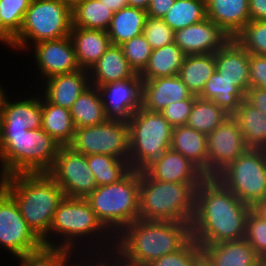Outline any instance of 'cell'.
I'll return each instance as SVG.
<instances>
[{
	"instance_id": "49",
	"label": "cell",
	"mask_w": 266,
	"mask_h": 266,
	"mask_svg": "<svg viewBox=\"0 0 266 266\" xmlns=\"http://www.w3.org/2000/svg\"><path fill=\"white\" fill-rule=\"evenodd\" d=\"M175 0H150L147 16L162 18L174 4Z\"/></svg>"
},
{
	"instance_id": "10",
	"label": "cell",
	"mask_w": 266,
	"mask_h": 266,
	"mask_svg": "<svg viewBox=\"0 0 266 266\" xmlns=\"http://www.w3.org/2000/svg\"><path fill=\"white\" fill-rule=\"evenodd\" d=\"M215 177L242 202L254 206L266 197V150L249 148Z\"/></svg>"
},
{
	"instance_id": "9",
	"label": "cell",
	"mask_w": 266,
	"mask_h": 266,
	"mask_svg": "<svg viewBox=\"0 0 266 266\" xmlns=\"http://www.w3.org/2000/svg\"><path fill=\"white\" fill-rule=\"evenodd\" d=\"M71 28L72 15L68 5L60 0H32L21 29L9 47L24 50L30 41L35 45L42 41L67 37Z\"/></svg>"
},
{
	"instance_id": "35",
	"label": "cell",
	"mask_w": 266,
	"mask_h": 266,
	"mask_svg": "<svg viewBox=\"0 0 266 266\" xmlns=\"http://www.w3.org/2000/svg\"><path fill=\"white\" fill-rule=\"evenodd\" d=\"M114 12L100 0H85L71 9L72 27L107 31Z\"/></svg>"
},
{
	"instance_id": "13",
	"label": "cell",
	"mask_w": 266,
	"mask_h": 266,
	"mask_svg": "<svg viewBox=\"0 0 266 266\" xmlns=\"http://www.w3.org/2000/svg\"><path fill=\"white\" fill-rule=\"evenodd\" d=\"M0 245L14 257L40 250L42 240L28 226L14 198L0 190Z\"/></svg>"
},
{
	"instance_id": "56",
	"label": "cell",
	"mask_w": 266,
	"mask_h": 266,
	"mask_svg": "<svg viewBox=\"0 0 266 266\" xmlns=\"http://www.w3.org/2000/svg\"><path fill=\"white\" fill-rule=\"evenodd\" d=\"M111 254H109V256H112V265L111 266H133L130 264L125 263L124 261H122L119 257H117L116 252L114 249H112V251L110 252ZM115 255H113V254ZM114 256V257H113ZM114 261V262H113Z\"/></svg>"
},
{
	"instance_id": "37",
	"label": "cell",
	"mask_w": 266,
	"mask_h": 266,
	"mask_svg": "<svg viewBox=\"0 0 266 266\" xmlns=\"http://www.w3.org/2000/svg\"><path fill=\"white\" fill-rule=\"evenodd\" d=\"M229 117L230 115L213 101L195 96V101L186 125L208 135Z\"/></svg>"
},
{
	"instance_id": "27",
	"label": "cell",
	"mask_w": 266,
	"mask_h": 266,
	"mask_svg": "<svg viewBox=\"0 0 266 266\" xmlns=\"http://www.w3.org/2000/svg\"><path fill=\"white\" fill-rule=\"evenodd\" d=\"M170 148L189 159L207 177L208 145L206 134L187 125L174 127Z\"/></svg>"
},
{
	"instance_id": "2",
	"label": "cell",
	"mask_w": 266,
	"mask_h": 266,
	"mask_svg": "<svg viewBox=\"0 0 266 266\" xmlns=\"http://www.w3.org/2000/svg\"><path fill=\"white\" fill-rule=\"evenodd\" d=\"M191 239V224L137 219L115 237L114 250L127 264L148 266L183 248Z\"/></svg>"
},
{
	"instance_id": "20",
	"label": "cell",
	"mask_w": 266,
	"mask_h": 266,
	"mask_svg": "<svg viewBox=\"0 0 266 266\" xmlns=\"http://www.w3.org/2000/svg\"><path fill=\"white\" fill-rule=\"evenodd\" d=\"M249 61L250 54L234 38L215 52L216 71L244 95L250 88Z\"/></svg>"
},
{
	"instance_id": "19",
	"label": "cell",
	"mask_w": 266,
	"mask_h": 266,
	"mask_svg": "<svg viewBox=\"0 0 266 266\" xmlns=\"http://www.w3.org/2000/svg\"><path fill=\"white\" fill-rule=\"evenodd\" d=\"M195 99L179 75L143 80L141 107L150 112H160L171 103Z\"/></svg>"
},
{
	"instance_id": "60",
	"label": "cell",
	"mask_w": 266,
	"mask_h": 266,
	"mask_svg": "<svg viewBox=\"0 0 266 266\" xmlns=\"http://www.w3.org/2000/svg\"><path fill=\"white\" fill-rule=\"evenodd\" d=\"M263 264L266 266V258L263 260Z\"/></svg>"
},
{
	"instance_id": "52",
	"label": "cell",
	"mask_w": 266,
	"mask_h": 266,
	"mask_svg": "<svg viewBox=\"0 0 266 266\" xmlns=\"http://www.w3.org/2000/svg\"><path fill=\"white\" fill-rule=\"evenodd\" d=\"M113 12L128 6V0H100Z\"/></svg>"
},
{
	"instance_id": "23",
	"label": "cell",
	"mask_w": 266,
	"mask_h": 266,
	"mask_svg": "<svg viewBox=\"0 0 266 266\" xmlns=\"http://www.w3.org/2000/svg\"><path fill=\"white\" fill-rule=\"evenodd\" d=\"M249 0H206L207 18L234 38L250 21Z\"/></svg>"
},
{
	"instance_id": "7",
	"label": "cell",
	"mask_w": 266,
	"mask_h": 266,
	"mask_svg": "<svg viewBox=\"0 0 266 266\" xmlns=\"http://www.w3.org/2000/svg\"><path fill=\"white\" fill-rule=\"evenodd\" d=\"M127 122L130 129V166L136 171H144L170 149L173 127L160 112H150L142 107Z\"/></svg>"
},
{
	"instance_id": "34",
	"label": "cell",
	"mask_w": 266,
	"mask_h": 266,
	"mask_svg": "<svg viewBox=\"0 0 266 266\" xmlns=\"http://www.w3.org/2000/svg\"><path fill=\"white\" fill-rule=\"evenodd\" d=\"M75 128L99 125L106 122L104 106L100 100L96 86L85 89L70 108Z\"/></svg>"
},
{
	"instance_id": "36",
	"label": "cell",
	"mask_w": 266,
	"mask_h": 266,
	"mask_svg": "<svg viewBox=\"0 0 266 266\" xmlns=\"http://www.w3.org/2000/svg\"><path fill=\"white\" fill-rule=\"evenodd\" d=\"M86 159L98 187L118 182L132 170L128 160L107 154L86 155Z\"/></svg>"
},
{
	"instance_id": "17",
	"label": "cell",
	"mask_w": 266,
	"mask_h": 266,
	"mask_svg": "<svg viewBox=\"0 0 266 266\" xmlns=\"http://www.w3.org/2000/svg\"><path fill=\"white\" fill-rule=\"evenodd\" d=\"M230 37L214 22L205 20L175 31L174 42L185 55L218 51Z\"/></svg>"
},
{
	"instance_id": "42",
	"label": "cell",
	"mask_w": 266,
	"mask_h": 266,
	"mask_svg": "<svg viewBox=\"0 0 266 266\" xmlns=\"http://www.w3.org/2000/svg\"><path fill=\"white\" fill-rule=\"evenodd\" d=\"M120 47L130 66L137 74H140L147 66L149 57L152 53V48L147 42L144 34L142 33L133 37L120 45Z\"/></svg>"
},
{
	"instance_id": "15",
	"label": "cell",
	"mask_w": 266,
	"mask_h": 266,
	"mask_svg": "<svg viewBox=\"0 0 266 266\" xmlns=\"http://www.w3.org/2000/svg\"><path fill=\"white\" fill-rule=\"evenodd\" d=\"M143 80L138 75L130 79L96 86L109 119L128 121L142 105Z\"/></svg>"
},
{
	"instance_id": "30",
	"label": "cell",
	"mask_w": 266,
	"mask_h": 266,
	"mask_svg": "<svg viewBox=\"0 0 266 266\" xmlns=\"http://www.w3.org/2000/svg\"><path fill=\"white\" fill-rule=\"evenodd\" d=\"M185 56L175 42L152 50L149 62L139 76L142 80H151L178 75Z\"/></svg>"
},
{
	"instance_id": "54",
	"label": "cell",
	"mask_w": 266,
	"mask_h": 266,
	"mask_svg": "<svg viewBox=\"0 0 266 266\" xmlns=\"http://www.w3.org/2000/svg\"><path fill=\"white\" fill-rule=\"evenodd\" d=\"M70 257H72V255L71 256H69V258H67V260H66V262H65V265L64 266H67V264H68V260H69V262H70V264H71V261H70ZM110 259L108 260V258L107 259H105V260H103V261H96L95 259H93V261L94 262H91L90 264H81V263H78V264H76L75 262L74 263H72V265L71 266H111V264H112V257L110 256L109 257ZM111 260V261H110ZM96 261V262H95ZM108 261H110V262H108ZM108 262V263H107ZM92 263H93V265H92ZM70 264H68V266L70 265ZM80 264V265H79Z\"/></svg>"
},
{
	"instance_id": "33",
	"label": "cell",
	"mask_w": 266,
	"mask_h": 266,
	"mask_svg": "<svg viewBox=\"0 0 266 266\" xmlns=\"http://www.w3.org/2000/svg\"><path fill=\"white\" fill-rule=\"evenodd\" d=\"M198 97L213 101L230 116L237 111L241 101L245 99V95L217 71L207 80Z\"/></svg>"
},
{
	"instance_id": "26",
	"label": "cell",
	"mask_w": 266,
	"mask_h": 266,
	"mask_svg": "<svg viewBox=\"0 0 266 266\" xmlns=\"http://www.w3.org/2000/svg\"><path fill=\"white\" fill-rule=\"evenodd\" d=\"M200 246L216 266H260L263 263L245 238Z\"/></svg>"
},
{
	"instance_id": "32",
	"label": "cell",
	"mask_w": 266,
	"mask_h": 266,
	"mask_svg": "<svg viewBox=\"0 0 266 266\" xmlns=\"http://www.w3.org/2000/svg\"><path fill=\"white\" fill-rule=\"evenodd\" d=\"M43 100L42 98L41 128L61 146L69 145L74 138L76 129L70 110Z\"/></svg>"
},
{
	"instance_id": "46",
	"label": "cell",
	"mask_w": 266,
	"mask_h": 266,
	"mask_svg": "<svg viewBox=\"0 0 266 266\" xmlns=\"http://www.w3.org/2000/svg\"><path fill=\"white\" fill-rule=\"evenodd\" d=\"M195 99H184L169 104L160 113L174 128L187 124Z\"/></svg>"
},
{
	"instance_id": "6",
	"label": "cell",
	"mask_w": 266,
	"mask_h": 266,
	"mask_svg": "<svg viewBox=\"0 0 266 266\" xmlns=\"http://www.w3.org/2000/svg\"><path fill=\"white\" fill-rule=\"evenodd\" d=\"M86 199L98 220L116 237L139 219L140 171L132 169L120 181L97 187Z\"/></svg>"
},
{
	"instance_id": "3",
	"label": "cell",
	"mask_w": 266,
	"mask_h": 266,
	"mask_svg": "<svg viewBox=\"0 0 266 266\" xmlns=\"http://www.w3.org/2000/svg\"><path fill=\"white\" fill-rule=\"evenodd\" d=\"M60 144L46 131H0V190L7 178L16 173H47L57 156Z\"/></svg>"
},
{
	"instance_id": "1",
	"label": "cell",
	"mask_w": 266,
	"mask_h": 266,
	"mask_svg": "<svg viewBox=\"0 0 266 266\" xmlns=\"http://www.w3.org/2000/svg\"><path fill=\"white\" fill-rule=\"evenodd\" d=\"M251 207L236 197L216 177H206L195 192L192 238L199 245L245 238Z\"/></svg>"
},
{
	"instance_id": "53",
	"label": "cell",
	"mask_w": 266,
	"mask_h": 266,
	"mask_svg": "<svg viewBox=\"0 0 266 266\" xmlns=\"http://www.w3.org/2000/svg\"><path fill=\"white\" fill-rule=\"evenodd\" d=\"M251 209L262 219L266 220V197L259 200Z\"/></svg>"
},
{
	"instance_id": "58",
	"label": "cell",
	"mask_w": 266,
	"mask_h": 266,
	"mask_svg": "<svg viewBox=\"0 0 266 266\" xmlns=\"http://www.w3.org/2000/svg\"><path fill=\"white\" fill-rule=\"evenodd\" d=\"M4 97H5V91L2 89L0 84V105L2 104Z\"/></svg>"
},
{
	"instance_id": "59",
	"label": "cell",
	"mask_w": 266,
	"mask_h": 266,
	"mask_svg": "<svg viewBox=\"0 0 266 266\" xmlns=\"http://www.w3.org/2000/svg\"><path fill=\"white\" fill-rule=\"evenodd\" d=\"M2 41V21H1V15H0V42Z\"/></svg>"
},
{
	"instance_id": "44",
	"label": "cell",
	"mask_w": 266,
	"mask_h": 266,
	"mask_svg": "<svg viewBox=\"0 0 266 266\" xmlns=\"http://www.w3.org/2000/svg\"><path fill=\"white\" fill-rule=\"evenodd\" d=\"M143 34L152 50H155L174 42L175 32L162 18H152L147 16Z\"/></svg>"
},
{
	"instance_id": "41",
	"label": "cell",
	"mask_w": 266,
	"mask_h": 266,
	"mask_svg": "<svg viewBox=\"0 0 266 266\" xmlns=\"http://www.w3.org/2000/svg\"><path fill=\"white\" fill-rule=\"evenodd\" d=\"M70 249L43 246L40 250L16 257L20 266H64L73 255Z\"/></svg>"
},
{
	"instance_id": "18",
	"label": "cell",
	"mask_w": 266,
	"mask_h": 266,
	"mask_svg": "<svg viewBox=\"0 0 266 266\" xmlns=\"http://www.w3.org/2000/svg\"><path fill=\"white\" fill-rule=\"evenodd\" d=\"M144 172L151 179L173 183H201L206 178L195 164L171 148Z\"/></svg>"
},
{
	"instance_id": "55",
	"label": "cell",
	"mask_w": 266,
	"mask_h": 266,
	"mask_svg": "<svg viewBox=\"0 0 266 266\" xmlns=\"http://www.w3.org/2000/svg\"><path fill=\"white\" fill-rule=\"evenodd\" d=\"M150 0H128V6L147 11Z\"/></svg>"
},
{
	"instance_id": "21",
	"label": "cell",
	"mask_w": 266,
	"mask_h": 266,
	"mask_svg": "<svg viewBox=\"0 0 266 266\" xmlns=\"http://www.w3.org/2000/svg\"><path fill=\"white\" fill-rule=\"evenodd\" d=\"M5 95L0 105V131H27L40 129L42 125L41 98H26L21 101H7Z\"/></svg>"
},
{
	"instance_id": "4",
	"label": "cell",
	"mask_w": 266,
	"mask_h": 266,
	"mask_svg": "<svg viewBox=\"0 0 266 266\" xmlns=\"http://www.w3.org/2000/svg\"><path fill=\"white\" fill-rule=\"evenodd\" d=\"M4 189L42 240L49 233L54 213L64 198L60 186L47 173H16L8 176Z\"/></svg>"
},
{
	"instance_id": "57",
	"label": "cell",
	"mask_w": 266,
	"mask_h": 266,
	"mask_svg": "<svg viewBox=\"0 0 266 266\" xmlns=\"http://www.w3.org/2000/svg\"><path fill=\"white\" fill-rule=\"evenodd\" d=\"M62 3L68 5L71 9L77 6L79 3L84 2L85 0H60Z\"/></svg>"
},
{
	"instance_id": "12",
	"label": "cell",
	"mask_w": 266,
	"mask_h": 266,
	"mask_svg": "<svg viewBox=\"0 0 266 266\" xmlns=\"http://www.w3.org/2000/svg\"><path fill=\"white\" fill-rule=\"evenodd\" d=\"M47 174L60 186L65 197L86 198L98 187L86 155L68 145L60 146Z\"/></svg>"
},
{
	"instance_id": "22",
	"label": "cell",
	"mask_w": 266,
	"mask_h": 266,
	"mask_svg": "<svg viewBox=\"0 0 266 266\" xmlns=\"http://www.w3.org/2000/svg\"><path fill=\"white\" fill-rule=\"evenodd\" d=\"M44 82L46 91L43 99L69 110L79 95L91 85L89 71L85 69L55 75Z\"/></svg>"
},
{
	"instance_id": "28",
	"label": "cell",
	"mask_w": 266,
	"mask_h": 266,
	"mask_svg": "<svg viewBox=\"0 0 266 266\" xmlns=\"http://www.w3.org/2000/svg\"><path fill=\"white\" fill-rule=\"evenodd\" d=\"M232 118L238 124L249 148L266 150V114L264 112L244 99Z\"/></svg>"
},
{
	"instance_id": "51",
	"label": "cell",
	"mask_w": 266,
	"mask_h": 266,
	"mask_svg": "<svg viewBox=\"0 0 266 266\" xmlns=\"http://www.w3.org/2000/svg\"><path fill=\"white\" fill-rule=\"evenodd\" d=\"M193 266H216L210 256L202 250L195 258Z\"/></svg>"
},
{
	"instance_id": "31",
	"label": "cell",
	"mask_w": 266,
	"mask_h": 266,
	"mask_svg": "<svg viewBox=\"0 0 266 266\" xmlns=\"http://www.w3.org/2000/svg\"><path fill=\"white\" fill-rule=\"evenodd\" d=\"M215 71V53L186 55L178 75L189 91L198 97Z\"/></svg>"
},
{
	"instance_id": "50",
	"label": "cell",
	"mask_w": 266,
	"mask_h": 266,
	"mask_svg": "<svg viewBox=\"0 0 266 266\" xmlns=\"http://www.w3.org/2000/svg\"><path fill=\"white\" fill-rule=\"evenodd\" d=\"M250 20H266V0H249Z\"/></svg>"
},
{
	"instance_id": "29",
	"label": "cell",
	"mask_w": 266,
	"mask_h": 266,
	"mask_svg": "<svg viewBox=\"0 0 266 266\" xmlns=\"http://www.w3.org/2000/svg\"><path fill=\"white\" fill-rule=\"evenodd\" d=\"M146 18L147 11L140 8L127 6L114 12L107 30L112 45L120 46L142 34Z\"/></svg>"
},
{
	"instance_id": "25",
	"label": "cell",
	"mask_w": 266,
	"mask_h": 266,
	"mask_svg": "<svg viewBox=\"0 0 266 266\" xmlns=\"http://www.w3.org/2000/svg\"><path fill=\"white\" fill-rule=\"evenodd\" d=\"M69 36L79 67L88 71L112 45L107 31L103 30L72 27Z\"/></svg>"
},
{
	"instance_id": "47",
	"label": "cell",
	"mask_w": 266,
	"mask_h": 266,
	"mask_svg": "<svg viewBox=\"0 0 266 266\" xmlns=\"http://www.w3.org/2000/svg\"><path fill=\"white\" fill-rule=\"evenodd\" d=\"M250 88L266 89V56L250 55Z\"/></svg>"
},
{
	"instance_id": "8",
	"label": "cell",
	"mask_w": 266,
	"mask_h": 266,
	"mask_svg": "<svg viewBox=\"0 0 266 266\" xmlns=\"http://www.w3.org/2000/svg\"><path fill=\"white\" fill-rule=\"evenodd\" d=\"M103 231H105L104 233L106 235L103 234ZM51 233L52 235L55 233L56 237L57 235H61L63 242L59 245L51 242L49 239V237L52 238ZM91 234L92 238L96 239L98 235H102V238L106 236L105 240H108L107 236H109L110 240H113L112 243H110L109 248L112 246L111 249H114L115 237H112L113 235H111V233L98 220L89 201L86 198H72L64 196V198L59 202V205L54 213L50 231L42 239V242L43 245L47 247H58L72 250L73 247L75 248L74 244L77 245L78 242L80 243V241L75 242L76 239L80 240L84 237L91 238V236H89Z\"/></svg>"
},
{
	"instance_id": "5",
	"label": "cell",
	"mask_w": 266,
	"mask_h": 266,
	"mask_svg": "<svg viewBox=\"0 0 266 266\" xmlns=\"http://www.w3.org/2000/svg\"><path fill=\"white\" fill-rule=\"evenodd\" d=\"M199 185L158 181L140 171L139 219L191 224Z\"/></svg>"
},
{
	"instance_id": "38",
	"label": "cell",
	"mask_w": 266,
	"mask_h": 266,
	"mask_svg": "<svg viewBox=\"0 0 266 266\" xmlns=\"http://www.w3.org/2000/svg\"><path fill=\"white\" fill-rule=\"evenodd\" d=\"M207 18L204 0H175L174 4L162 17L164 22L177 31Z\"/></svg>"
},
{
	"instance_id": "40",
	"label": "cell",
	"mask_w": 266,
	"mask_h": 266,
	"mask_svg": "<svg viewBox=\"0 0 266 266\" xmlns=\"http://www.w3.org/2000/svg\"><path fill=\"white\" fill-rule=\"evenodd\" d=\"M234 39L250 55L266 56V20H250Z\"/></svg>"
},
{
	"instance_id": "45",
	"label": "cell",
	"mask_w": 266,
	"mask_h": 266,
	"mask_svg": "<svg viewBox=\"0 0 266 266\" xmlns=\"http://www.w3.org/2000/svg\"><path fill=\"white\" fill-rule=\"evenodd\" d=\"M202 247L192 238L183 248L166 254L148 266H193Z\"/></svg>"
},
{
	"instance_id": "24",
	"label": "cell",
	"mask_w": 266,
	"mask_h": 266,
	"mask_svg": "<svg viewBox=\"0 0 266 266\" xmlns=\"http://www.w3.org/2000/svg\"><path fill=\"white\" fill-rule=\"evenodd\" d=\"M138 75L126 60L121 47L117 45H111L89 70L90 84L93 86H102Z\"/></svg>"
},
{
	"instance_id": "43",
	"label": "cell",
	"mask_w": 266,
	"mask_h": 266,
	"mask_svg": "<svg viewBox=\"0 0 266 266\" xmlns=\"http://www.w3.org/2000/svg\"><path fill=\"white\" fill-rule=\"evenodd\" d=\"M245 239L256 254L264 260L266 258V220L258 216L252 209L246 218Z\"/></svg>"
},
{
	"instance_id": "16",
	"label": "cell",
	"mask_w": 266,
	"mask_h": 266,
	"mask_svg": "<svg viewBox=\"0 0 266 266\" xmlns=\"http://www.w3.org/2000/svg\"><path fill=\"white\" fill-rule=\"evenodd\" d=\"M35 62L46 79L81 69L70 36L35 44Z\"/></svg>"
},
{
	"instance_id": "14",
	"label": "cell",
	"mask_w": 266,
	"mask_h": 266,
	"mask_svg": "<svg viewBox=\"0 0 266 266\" xmlns=\"http://www.w3.org/2000/svg\"><path fill=\"white\" fill-rule=\"evenodd\" d=\"M207 145V177H215L249 149L232 116L207 135Z\"/></svg>"
},
{
	"instance_id": "48",
	"label": "cell",
	"mask_w": 266,
	"mask_h": 266,
	"mask_svg": "<svg viewBox=\"0 0 266 266\" xmlns=\"http://www.w3.org/2000/svg\"><path fill=\"white\" fill-rule=\"evenodd\" d=\"M245 100L266 114V89L249 88L245 94Z\"/></svg>"
},
{
	"instance_id": "11",
	"label": "cell",
	"mask_w": 266,
	"mask_h": 266,
	"mask_svg": "<svg viewBox=\"0 0 266 266\" xmlns=\"http://www.w3.org/2000/svg\"><path fill=\"white\" fill-rule=\"evenodd\" d=\"M84 155L107 154L129 161L130 129L125 120L108 119L106 122L76 128L68 145Z\"/></svg>"
},
{
	"instance_id": "39",
	"label": "cell",
	"mask_w": 266,
	"mask_h": 266,
	"mask_svg": "<svg viewBox=\"0 0 266 266\" xmlns=\"http://www.w3.org/2000/svg\"><path fill=\"white\" fill-rule=\"evenodd\" d=\"M32 0H0L2 42L10 45L19 33L25 13Z\"/></svg>"
}]
</instances>
